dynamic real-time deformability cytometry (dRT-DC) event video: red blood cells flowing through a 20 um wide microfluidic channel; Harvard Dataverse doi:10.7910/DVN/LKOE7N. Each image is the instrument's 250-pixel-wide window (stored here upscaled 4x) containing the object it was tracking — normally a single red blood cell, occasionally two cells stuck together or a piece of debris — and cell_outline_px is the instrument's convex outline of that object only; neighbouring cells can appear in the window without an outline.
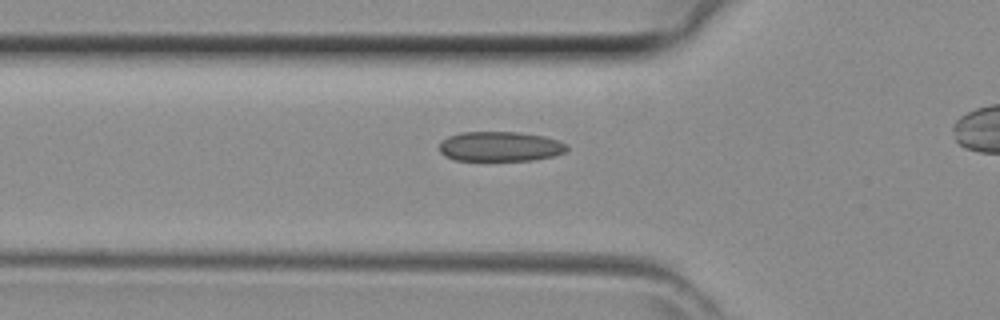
{"species": "common noctule bat (a hibernating species)", "species_latin": "Nyctalus noctula", "temperature_condition": "room temperature", "stored_images_in_passage": 28, "camera_frame_rate_fps": 3000, "um_per_image_px": 0.085, "animal": {"sex": "female", "body_mass_g": 29.2, "forearm_length_mm": 56.3}, "frame": {"image": 1, "passage_image": 9, "time_ms": 2.667, "image_size_px": [1000, 320], "cell_outline_px": [[568, 148], [564, 152], [552, 156], [532, 160], [456, 160], [444, 156], [440, 152], [440, 140], [448, 136], [460, 132], [520, 132], [544, 136], [560, 140], [568, 144]], "centroid_in_image_um": [42.51, 12.44], "position_along_channel_um": 83.3, "area_um2": 22.31}}
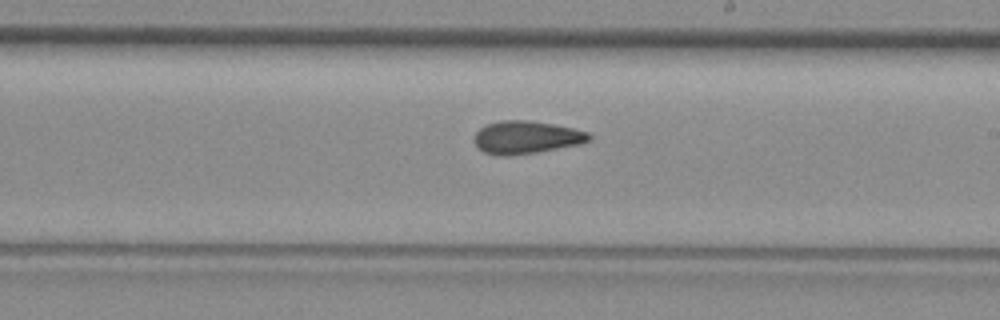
{"frame": {"image": 2, "passage_image": 19, "time_ms": 6.0, "image_size_px": [1000, 320], "cell_outline_px": [[592, 140], [580, 144], [536, 152], [504, 156], [484, 152], [472, 140], [472, 136], [480, 128], [488, 124], [500, 120], [528, 120], [552, 124], [572, 128], [588, 132], [592, 136]], "centroid_in_image_um": [44.73, 11.66], "position_along_channel_um": 244.3, "area_um2": 21.85}}
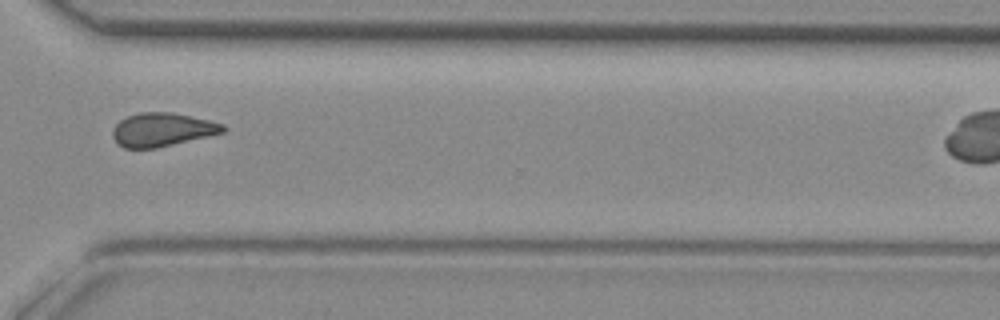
{"frame": {"image": 3, "passage_image": 26, "time_ms": 8.333, "image_size_px": [1000, 320], "cell_outline_px": [[224, 132], [208, 136], [156, 148], [124, 148], [112, 136], [112, 128], [120, 120], [128, 116], [140, 112], [172, 112], [208, 120], [224, 124]], "centroid_in_image_um": [13.76, 11.01], "position_along_channel_um": 356.8, "area_um2": 21.33}}